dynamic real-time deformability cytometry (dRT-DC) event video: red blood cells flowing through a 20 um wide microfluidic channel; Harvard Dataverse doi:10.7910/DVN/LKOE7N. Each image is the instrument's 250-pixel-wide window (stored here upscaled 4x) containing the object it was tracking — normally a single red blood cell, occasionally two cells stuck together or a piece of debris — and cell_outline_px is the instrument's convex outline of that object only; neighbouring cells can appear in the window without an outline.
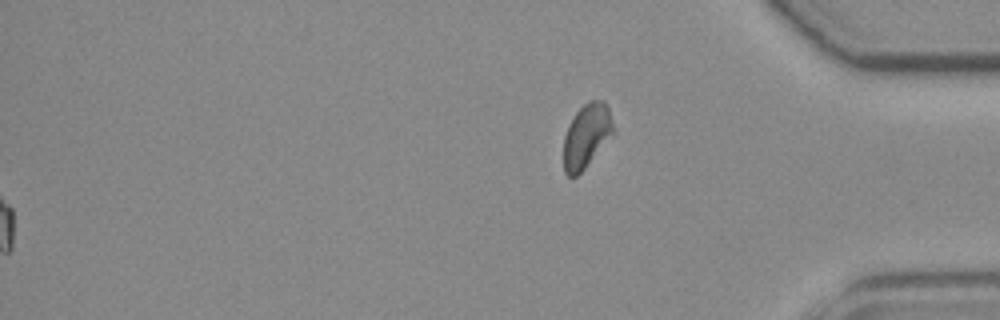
{"species": "common noctule bat (a hibernating species)", "species_latin": "Nyctalus noctula", "temperature_condition": "room temperature", "stored_images_in_passage": 56, "segment_of_instrument_passage": [2, 2], "camera_frame_rate_fps": 3000, "um_per_image_px": 0.085, "animal": {"sex": "female", "body_mass_g": 19.3, "forearm_length_mm": 54.1}, "frame": {"image": 1, "passage_image": 56, "time_ms": 18.333, "image_size_px": [1000, 320], "cell_outline_px": [[616, 132], [584, 168], [576, 176], [568, 176], [564, 172], [564, 136], [568, 124], [576, 112], [588, 100], [604, 100], [608, 108]], "centroid_in_image_um": [49.87, 11.52], "position_along_channel_um": 385.3, "area_um2": 18.55}}